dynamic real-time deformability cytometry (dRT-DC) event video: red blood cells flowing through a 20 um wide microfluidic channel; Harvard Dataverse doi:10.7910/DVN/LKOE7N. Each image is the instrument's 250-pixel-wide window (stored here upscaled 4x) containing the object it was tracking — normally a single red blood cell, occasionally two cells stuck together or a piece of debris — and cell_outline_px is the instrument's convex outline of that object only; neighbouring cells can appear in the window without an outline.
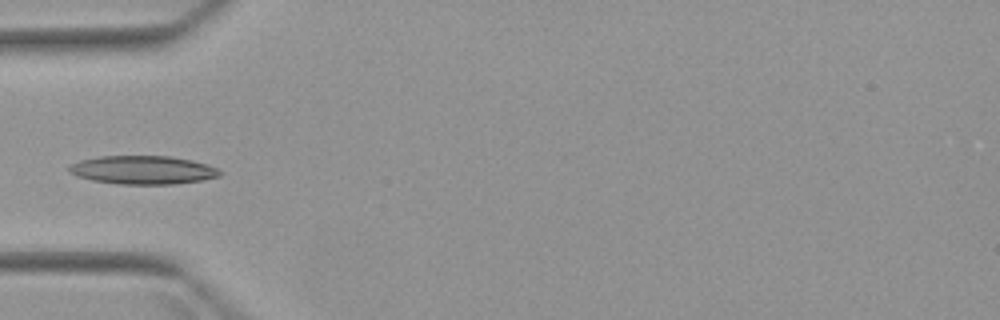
{"species": "Egyptian fruit bat (a non-hibernating species)", "species_latin": "Rousettus aegyptiacus", "temperature_condition": "warm", "stored_images_in_passage": 2, "camera_frame_rate_fps": 3000, "um_per_image_px": 0.085, "animal": {"sex": "female"}, "frame": {"image": 1, "passage_image": 2, "time_ms": 1.0, "image_size_px": [1000, 320], "cell_outline_px": [[224, 172], [220, 176], [200, 180], [176, 184], [120, 184], [92, 180], [76, 176], [68, 172], [68, 168], [72, 164], [80, 160], [100, 156], [168, 156], [192, 160], [208, 164]], "centroid_in_image_um": [12.15, 14.44], "position_along_channel_um": 72.8, "area_um2": 25.03}}